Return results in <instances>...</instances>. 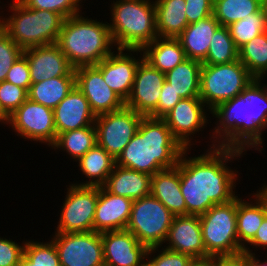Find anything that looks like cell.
Here are the masks:
<instances>
[{
  "instance_id": "cell-6",
  "label": "cell",
  "mask_w": 267,
  "mask_h": 266,
  "mask_svg": "<svg viewBox=\"0 0 267 266\" xmlns=\"http://www.w3.org/2000/svg\"><path fill=\"white\" fill-rule=\"evenodd\" d=\"M11 2L6 15L12 14L5 16L4 11L0 13V27L20 48L24 50L57 43L64 21L60 14L31 9L19 0Z\"/></svg>"
},
{
  "instance_id": "cell-11",
  "label": "cell",
  "mask_w": 267,
  "mask_h": 266,
  "mask_svg": "<svg viewBox=\"0 0 267 266\" xmlns=\"http://www.w3.org/2000/svg\"><path fill=\"white\" fill-rule=\"evenodd\" d=\"M55 244L60 266H104L103 242L101 233L54 232Z\"/></svg>"
},
{
  "instance_id": "cell-52",
  "label": "cell",
  "mask_w": 267,
  "mask_h": 266,
  "mask_svg": "<svg viewBox=\"0 0 267 266\" xmlns=\"http://www.w3.org/2000/svg\"><path fill=\"white\" fill-rule=\"evenodd\" d=\"M3 123L6 124V119L0 114V124L4 125Z\"/></svg>"
},
{
  "instance_id": "cell-30",
  "label": "cell",
  "mask_w": 267,
  "mask_h": 266,
  "mask_svg": "<svg viewBox=\"0 0 267 266\" xmlns=\"http://www.w3.org/2000/svg\"><path fill=\"white\" fill-rule=\"evenodd\" d=\"M75 86L76 76L50 78L31 84L28 98L53 110Z\"/></svg>"
},
{
  "instance_id": "cell-40",
  "label": "cell",
  "mask_w": 267,
  "mask_h": 266,
  "mask_svg": "<svg viewBox=\"0 0 267 266\" xmlns=\"http://www.w3.org/2000/svg\"><path fill=\"white\" fill-rule=\"evenodd\" d=\"M194 261L189 255L162 246L148 248L146 255V262L149 266H191Z\"/></svg>"
},
{
  "instance_id": "cell-20",
  "label": "cell",
  "mask_w": 267,
  "mask_h": 266,
  "mask_svg": "<svg viewBox=\"0 0 267 266\" xmlns=\"http://www.w3.org/2000/svg\"><path fill=\"white\" fill-rule=\"evenodd\" d=\"M163 247L189 255L194 260L211 258L203 243L202 229L198 215L174 216Z\"/></svg>"
},
{
  "instance_id": "cell-46",
  "label": "cell",
  "mask_w": 267,
  "mask_h": 266,
  "mask_svg": "<svg viewBox=\"0 0 267 266\" xmlns=\"http://www.w3.org/2000/svg\"><path fill=\"white\" fill-rule=\"evenodd\" d=\"M267 250V216L263 219L254 238L243 248L245 253H255L251 248Z\"/></svg>"
},
{
  "instance_id": "cell-10",
  "label": "cell",
  "mask_w": 267,
  "mask_h": 266,
  "mask_svg": "<svg viewBox=\"0 0 267 266\" xmlns=\"http://www.w3.org/2000/svg\"><path fill=\"white\" fill-rule=\"evenodd\" d=\"M99 187L69 183L55 232H91Z\"/></svg>"
},
{
  "instance_id": "cell-39",
  "label": "cell",
  "mask_w": 267,
  "mask_h": 266,
  "mask_svg": "<svg viewBox=\"0 0 267 266\" xmlns=\"http://www.w3.org/2000/svg\"><path fill=\"white\" fill-rule=\"evenodd\" d=\"M31 9L49 10L60 14L64 19L82 12V0H19ZM85 1V0H84ZM82 7V8H81Z\"/></svg>"
},
{
  "instance_id": "cell-53",
  "label": "cell",
  "mask_w": 267,
  "mask_h": 266,
  "mask_svg": "<svg viewBox=\"0 0 267 266\" xmlns=\"http://www.w3.org/2000/svg\"><path fill=\"white\" fill-rule=\"evenodd\" d=\"M142 266H149V264L147 262H145Z\"/></svg>"
},
{
  "instance_id": "cell-34",
  "label": "cell",
  "mask_w": 267,
  "mask_h": 266,
  "mask_svg": "<svg viewBox=\"0 0 267 266\" xmlns=\"http://www.w3.org/2000/svg\"><path fill=\"white\" fill-rule=\"evenodd\" d=\"M261 9L262 0H214L213 16L221 26L228 27Z\"/></svg>"
},
{
  "instance_id": "cell-14",
  "label": "cell",
  "mask_w": 267,
  "mask_h": 266,
  "mask_svg": "<svg viewBox=\"0 0 267 266\" xmlns=\"http://www.w3.org/2000/svg\"><path fill=\"white\" fill-rule=\"evenodd\" d=\"M210 110L200 98H183L163 117L174 138L184 149H192L194 134L203 131L210 121ZM203 128V130H202ZM193 135V136H192ZM193 142V143H192Z\"/></svg>"
},
{
  "instance_id": "cell-7",
  "label": "cell",
  "mask_w": 267,
  "mask_h": 266,
  "mask_svg": "<svg viewBox=\"0 0 267 266\" xmlns=\"http://www.w3.org/2000/svg\"><path fill=\"white\" fill-rule=\"evenodd\" d=\"M254 79L240 60L216 65L202 64L199 98L211 111L240 95Z\"/></svg>"
},
{
  "instance_id": "cell-25",
  "label": "cell",
  "mask_w": 267,
  "mask_h": 266,
  "mask_svg": "<svg viewBox=\"0 0 267 266\" xmlns=\"http://www.w3.org/2000/svg\"><path fill=\"white\" fill-rule=\"evenodd\" d=\"M220 26L213 15L198 22L188 24L177 37L186 58L202 62L208 54L211 39Z\"/></svg>"
},
{
  "instance_id": "cell-8",
  "label": "cell",
  "mask_w": 267,
  "mask_h": 266,
  "mask_svg": "<svg viewBox=\"0 0 267 266\" xmlns=\"http://www.w3.org/2000/svg\"><path fill=\"white\" fill-rule=\"evenodd\" d=\"M237 196L230 202L216 204L199 216L203 243L211 257L243 252L237 235Z\"/></svg>"
},
{
  "instance_id": "cell-22",
  "label": "cell",
  "mask_w": 267,
  "mask_h": 266,
  "mask_svg": "<svg viewBox=\"0 0 267 266\" xmlns=\"http://www.w3.org/2000/svg\"><path fill=\"white\" fill-rule=\"evenodd\" d=\"M57 136L71 130L92 126L96 115L83 93L74 89L53 109Z\"/></svg>"
},
{
  "instance_id": "cell-44",
  "label": "cell",
  "mask_w": 267,
  "mask_h": 266,
  "mask_svg": "<svg viewBox=\"0 0 267 266\" xmlns=\"http://www.w3.org/2000/svg\"><path fill=\"white\" fill-rule=\"evenodd\" d=\"M170 84L165 80L157 108L149 115L153 118H163L171 109L182 99L176 92L170 88Z\"/></svg>"
},
{
  "instance_id": "cell-45",
  "label": "cell",
  "mask_w": 267,
  "mask_h": 266,
  "mask_svg": "<svg viewBox=\"0 0 267 266\" xmlns=\"http://www.w3.org/2000/svg\"><path fill=\"white\" fill-rule=\"evenodd\" d=\"M188 24L198 22L213 15L214 0H185Z\"/></svg>"
},
{
  "instance_id": "cell-21",
  "label": "cell",
  "mask_w": 267,
  "mask_h": 266,
  "mask_svg": "<svg viewBox=\"0 0 267 266\" xmlns=\"http://www.w3.org/2000/svg\"><path fill=\"white\" fill-rule=\"evenodd\" d=\"M132 203V199L112 194L103 187H99L93 231L103 233L125 230L130 218Z\"/></svg>"
},
{
  "instance_id": "cell-3",
  "label": "cell",
  "mask_w": 267,
  "mask_h": 266,
  "mask_svg": "<svg viewBox=\"0 0 267 266\" xmlns=\"http://www.w3.org/2000/svg\"><path fill=\"white\" fill-rule=\"evenodd\" d=\"M184 150L163 118L143 116L136 134L115 164L152 176L163 169L175 167Z\"/></svg>"
},
{
  "instance_id": "cell-15",
  "label": "cell",
  "mask_w": 267,
  "mask_h": 266,
  "mask_svg": "<svg viewBox=\"0 0 267 266\" xmlns=\"http://www.w3.org/2000/svg\"><path fill=\"white\" fill-rule=\"evenodd\" d=\"M116 50L95 66L101 71L107 86L126 102L133 88L136 69L144 56L141 49Z\"/></svg>"
},
{
  "instance_id": "cell-5",
  "label": "cell",
  "mask_w": 267,
  "mask_h": 266,
  "mask_svg": "<svg viewBox=\"0 0 267 266\" xmlns=\"http://www.w3.org/2000/svg\"><path fill=\"white\" fill-rule=\"evenodd\" d=\"M110 33L116 49H143L158 37L154 0H113Z\"/></svg>"
},
{
  "instance_id": "cell-19",
  "label": "cell",
  "mask_w": 267,
  "mask_h": 266,
  "mask_svg": "<svg viewBox=\"0 0 267 266\" xmlns=\"http://www.w3.org/2000/svg\"><path fill=\"white\" fill-rule=\"evenodd\" d=\"M105 266H142L148 248L128 230L101 233Z\"/></svg>"
},
{
  "instance_id": "cell-18",
  "label": "cell",
  "mask_w": 267,
  "mask_h": 266,
  "mask_svg": "<svg viewBox=\"0 0 267 266\" xmlns=\"http://www.w3.org/2000/svg\"><path fill=\"white\" fill-rule=\"evenodd\" d=\"M23 55L28 61L32 84L50 78L75 76V68L56 43L24 49Z\"/></svg>"
},
{
  "instance_id": "cell-37",
  "label": "cell",
  "mask_w": 267,
  "mask_h": 266,
  "mask_svg": "<svg viewBox=\"0 0 267 266\" xmlns=\"http://www.w3.org/2000/svg\"><path fill=\"white\" fill-rule=\"evenodd\" d=\"M229 33L239 49L260 33L267 31L266 20L262 9L253 14L246 15L228 26Z\"/></svg>"
},
{
  "instance_id": "cell-50",
  "label": "cell",
  "mask_w": 267,
  "mask_h": 266,
  "mask_svg": "<svg viewBox=\"0 0 267 266\" xmlns=\"http://www.w3.org/2000/svg\"><path fill=\"white\" fill-rule=\"evenodd\" d=\"M258 257L260 256H256V253H249V266H267V259L262 262Z\"/></svg>"
},
{
  "instance_id": "cell-23",
  "label": "cell",
  "mask_w": 267,
  "mask_h": 266,
  "mask_svg": "<svg viewBox=\"0 0 267 266\" xmlns=\"http://www.w3.org/2000/svg\"><path fill=\"white\" fill-rule=\"evenodd\" d=\"M150 195L159 200L174 216L187 215L185 199L180 189L179 162L151 177Z\"/></svg>"
},
{
  "instance_id": "cell-1",
  "label": "cell",
  "mask_w": 267,
  "mask_h": 266,
  "mask_svg": "<svg viewBox=\"0 0 267 266\" xmlns=\"http://www.w3.org/2000/svg\"><path fill=\"white\" fill-rule=\"evenodd\" d=\"M185 149L179 159L180 189L185 199L187 215H202L216 204L233 200L238 194L239 171L231 169L246 152L223 147L207 148L203 154L188 156Z\"/></svg>"
},
{
  "instance_id": "cell-35",
  "label": "cell",
  "mask_w": 267,
  "mask_h": 266,
  "mask_svg": "<svg viewBox=\"0 0 267 266\" xmlns=\"http://www.w3.org/2000/svg\"><path fill=\"white\" fill-rule=\"evenodd\" d=\"M239 60V50L236 47L228 27L220 26L213 35L208 54L202 64L216 65Z\"/></svg>"
},
{
  "instance_id": "cell-2",
  "label": "cell",
  "mask_w": 267,
  "mask_h": 266,
  "mask_svg": "<svg viewBox=\"0 0 267 266\" xmlns=\"http://www.w3.org/2000/svg\"><path fill=\"white\" fill-rule=\"evenodd\" d=\"M264 80L255 78L240 95L210 111L217 120L209 135L213 140L208 148H232L243 152L253 148L258 153L264 150L262 135L267 129V82L262 83Z\"/></svg>"
},
{
  "instance_id": "cell-12",
  "label": "cell",
  "mask_w": 267,
  "mask_h": 266,
  "mask_svg": "<svg viewBox=\"0 0 267 266\" xmlns=\"http://www.w3.org/2000/svg\"><path fill=\"white\" fill-rule=\"evenodd\" d=\"M15 135L51 147L57 132L53 110L29 98L6 120Z\"/></svg>"
},
{
  "instance_id": "cell-49",
  "label": "cell",
  "mask_w": 267,
  "mask_h": 266,
  "mask_svg": "<svg viewBox=\"0 0 267 266\" xmlns=\"http://www.w3.org/2000/svg\"><path fill=\"white\" fill-rule=\"evenodd\" d=\"M191 266H217V257L195 260Z\"/></svg>"
},
{
  "instance_id": "cell-27",
  "label": "cell",
  "mask_w": 267,
  "mask_h": 266,
  "mask_svg": "<svg viewBox=\"0 0 267 266\" xmlns=\"http://www.w3.org/2000/svg\"><path fill=\"white\" fill-rule=\"evenodd\" d=\"M156 29L160 38H177L187 27L185 0H154Z\"/></svg>"
},
{
  "instance_id": "cell-9",
  "label": "cell",
  "mask_w": 267,
  "mask_h": 266,
  "mask_svg": "<svg viewBox=\"0 0 267 266\" xmlns=\"http://www.w3.org/2000/svg\"><path fill=\"white\" fill-rule=\"evenodd\" d=\"M174 215L155 197L133 200L126 230L147 248L164 245Z\"/></svg>"
},
{
  "instance_id": "cell-42",
  "label": "cell",
  "mask_w": 267,
  "mask_h": 266,
  "mask_svg": "<svg viewBox=\"0 0 267 266\" xmlns=\"http://www.w3.org/2000/svg\"><path fill=\"white\" fill-rule=\"evenodd\" d=\"M25 243V240L20 244L0 236V266H18L24 254Z\"/></svg>"
},
{
  "instance_id": "cell-47",
  "label": "cell",
  "mask_w": 267,
  "mask_h": 266,
  "mask_svg": "<svg viewBox=\"0 0 267 266\" xmlns=\"http://www.w3.org/2000/svg\"><path fill=\"white\" fill-rule=\"evenodd\" d=\"M217 266H249V253L241 252L235 255L218 256Z\"/></svg>"
},
{
  "instance_id": "cell-51",
  "label": "cell",
  "mask_w": 267,
  "mask_h": 266,
  "mask_svg": "<svg viewBox=\"0 0 267 266\" xmlns=\"http://www.w3.org/2000/svg\"><path fill=\"white\" fill-rule=\"evenodd\" d=\"M262 11L266 20V27H267V0H262Z\"/></svg>"
},
{
  "instance_id": "cell-36",
  "label": "cell",
  "mask_w": 267,
  "mask_h": 266,
  "mask_svg": "<svg viewBox=\"0 0 267 266\" xmlns=\"http://www.w3.org/2000/svg\"><path fill=\"white\" fill-rule=\"evenodd\" d=\"M18 266H60L54 242L26 239L24 254Z\"/></svg>"
},
{
  "instance_id": "cell-16",
  "label": "cell",
  "mask_w": 267,
  "mask_h": 266,
  "mask_svg": "<svg viewBox=\"0 0 267 266\" xmlns=\"http://www.w3.org/2000/svg\"><path fill=\"white\" fill-rule=\"evenodd\" d=\"M75 76L76 87L86 97L96 116L125 107V102L107 86L101 71L95 65L75 68Z\"/></svg>"
},
{
  "instance_id": "cell-43",
  "label": "cell",
  "mask_w": 267,
  "mask_h": 266,
  "mask_svg": "<svg viewBox=\"0 0 267 266\" xmlns=\"http://www.w3.org/2000/svg\"><path fill=\"white\" fill-rule=\"evenodd\" d=\"M5 81L29 91L32 84L27 58L22 54L10 67Z\"/></svg>"
},
{
  "instance_id": "cell-28",
  "label": "cell",
  "mask_w": 267,
  "mask_h": 266,
  "mask_svg": "<svg viewBox=\"0 0 267 266\" xmlns=\"http://www.w3.org/2000/svg\"><path fill=\"white\" fill-rule=\"evenodd\" d=\"M142 52L144 59L163 73L174 69L187 59L177 38L157 37L147 44Z\"/></svg>"
},
{
  "instance_id": "cell-13",
  "label": "cell",
  "mask_w": 267,
  "mask_h": 266,
  "mask_svg": "<svg viewBox=\"0 0 267 266\" xmlns=\"http://www.w3.org/2000/svg\"><path fill=\"white\" fill-rule=\"evenodd\" d=\"M142 118L143 115L126 107L97 115L94 123L97 144L116 160L136 134Z\"/></svg>"
},
{
  "instance_id": "cell-31",
  "label": "cell",
  "mask_w": 267,
  "mask_h": 266,
  "mask_svg": "<svg viewBox=\"0 0 267 266\" xmlns=\"http://www.w3.org/2000/svg\"><path fill=\"white\" fill-rule=\"evenodd\" d=\"M237 196V235L239 244L244 248L255 236L266 214L253 195L247 200ZM254 202V203H253Z\"/></svg>"
},
{
  "instance_id": "cell-24",
  "label": "cell",
  "mask_w": 267,
  "mask_h": 266,
  "mask_svg": "<svg viewBox=\"0 0 267 266\" xmlns=\"http://www.w3.org/2000/svg\"><path fill=\"white\" fill-rule=\"evenodd\" d=\"M151 175L114 165L102 186L108 192L132 200L150 195Z\"/></svg>"
},
{
  "instance_id": "cell-4",
  "label": "cell",
  "mask_w": 267,
  "mask_h": 266,
  "mask_svg": "<svg viewBox=\"0 0 267 266\" xmlns=\"http://www.w3.org/2000/svg\"><path fill=\"white\" fill-rule=\"evenodd\" d=\"M82 14L64 19L56 43L74 68L97 65L116 50L108 22Z\"/></svg>"
},
{
  "instance_id": "cell-17",
  "label": "cell",
  "mask_w": 267,
  "mask_h": 266,
  "mask_svg": "<svg viewBox=\"0 0 267 266\" xmlns=\"http://www.w3.org/2000/svg\"><path fill=\"white\" fill-rule=\"evenodd\" d=\"M164 82L165 73L143 58L136 69L133 88L125 107L149 116L157 108Z\"/></svg>"
},
{
  "instance_id": "cell-33",
  "label": "cell",
  "mask_w": 267,
  "mask_h": 266,
  "mask_svg": "<svg viewBox=\"0 0 267 266\" xmlns=\"http://www.w3.org/2000/svg\"><path fill=\"white\" fill-rule=\"evenodd\" d=\"M239 60L257 79L267 76V31H264L239 49Z\"/></svg>"
},
{
  "instance_id": "cell-29",
  "label": "cell",
  "mask_w": 267,
  "mask_h": 266,
  "mask_svg": "<svg viewBox=\"0 0 267 266\" xmlns=\"http://www.w3.org/2000/svg\"><path fill=\"white\" fill-rule=\"evenodd\" d=\"M201 68V61L185 59L165 73V80L182 99L199 98Z\"/></svg>"
},
{
  "instance_id": "cell-41",
  "label": "cell",
  "mask_w": 267,
  "mask_h": 266,
  "mask_svg": "<svg viewBox=\"0 0 267 266\" xmlns=\"http://www.w3.org/2000/svg\"><path fill=\"white\" fill-rule=\"evenodd\" d=\"M23 51L0 27V82L5 81L10 67Z\"/></svg>"
},
{
  "instance_id": "cell-48",
  "label": "cell",
  "mask_w": 267,
  "mask_h": 266,
  "mask_svg": "<svg viewBox=\"0 0 267 266\" xmlns=\"http://www.w3.org/2000/svg\"><path fill=\"white\" fill-rule=\"evenodd\" d=\"M266 182L263 184V187H259L258 191L256 193H251L253 197L257 199V201L262 206L266 216H267V185H265Z\"/></svg>"
},
{
  "instance_id": "cell-32",
  "label": "cell",
  "mask_w": 267,
  "mask_h": 266,
  "mask_svg": "<svg viewBox=\"0 0 267 266\" xmlns=\"http://www.w3.org/2000/svg\"><path fill=\"white\" fill-rule=\"evenodd\" d=\"M97 144L95 125L60 133L51 149L66 151L73 161L79 160Z\"/></svg>"
},
{
  "instance_id": "cell-38",
  "label": "cell",
  "mask_w": 267,
  "mask_h": 266,
  "mask_svg": "<svg viewBox=\"0 0 267 266\" xmlns=\"http://www.w3.org/2000/svg\"><path fill=\"white\" fill-rule=\"evenodd\" d=\"M28 91L7 81L0 82V114L7 120L26 100Z\"/></svg>"
},
{
  "instance_id": "cell-26",
  "label": "cell",
  "mask_w": 267,
  "mask_h": 266,
  "mask_svg": "<svg viewBox=\"0 0 267 266\" xmlns=\"http://www.w3.org/2000/svg\"><path fill=\"white\" fill-rule=\"evenodd\" d=\"M78 170L85 175L86 181L73 184L102 187L113 170L115 159L100 145L96 144L76 161Z\"/></svg>"
}]
</instances>
